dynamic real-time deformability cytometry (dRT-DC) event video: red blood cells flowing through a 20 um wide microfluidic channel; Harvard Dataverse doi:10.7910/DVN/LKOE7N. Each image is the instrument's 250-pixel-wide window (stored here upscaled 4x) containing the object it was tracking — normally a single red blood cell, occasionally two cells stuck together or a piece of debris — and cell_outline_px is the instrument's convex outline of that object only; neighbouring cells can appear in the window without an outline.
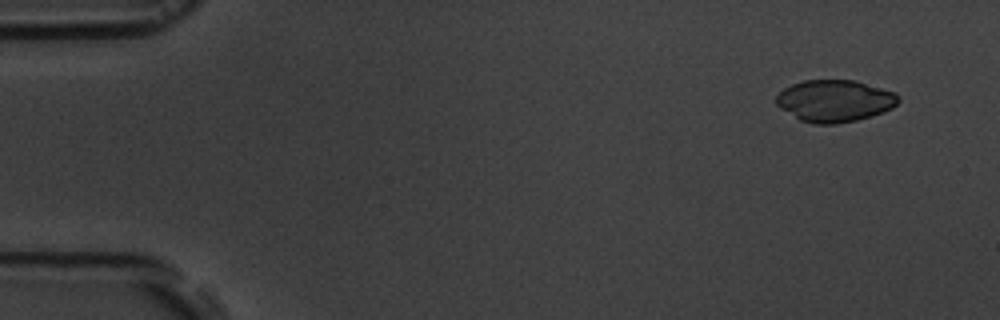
{"species": "common noctule bat (a hibernating species)", "species_latin": "Nyctalus noctula", "temperature_condition": "room temperature", "stored_images_in_passage": 4, "camera_frame_rate_fps": 3000, "um_per_image_px": 0.085, "animal": {"sex": "male", "body_mass_g": 19.5, "forearm_length_mm": 54.6}, "frame": {"image": 1, "passage_image": 1, "time_ms": 0.0, "image_size_px": [1000, 320], "cell_outline_px": [[900, 100], [892, 108], [884, 112], [872, 116], [856, 120], [836, 124], [812, 124], [800, 120], [780, 108], [776, 104], [776, 96], [784, 88], [792, 84], [804, 80], [856, 80], [896, 92], [900, 96]], "centroid_in_image_um": [70.97, 8.57], "position_along_channel_um": 14.0, "area_um2": 30.11}}